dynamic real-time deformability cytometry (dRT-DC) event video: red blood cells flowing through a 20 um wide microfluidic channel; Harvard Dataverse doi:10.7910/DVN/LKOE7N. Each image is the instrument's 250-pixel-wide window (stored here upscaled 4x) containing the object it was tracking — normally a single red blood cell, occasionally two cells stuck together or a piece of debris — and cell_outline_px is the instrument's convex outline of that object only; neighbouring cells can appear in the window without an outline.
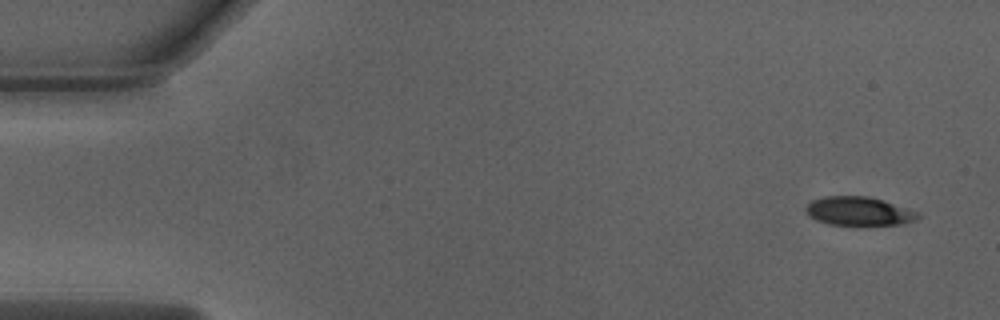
{"species": "Egyptian fruit bat (a non-hibernating species)", "species_latin": "Rousettus aegyptiacus", "temperature_condition": "warm", "stored_images_in_passage": 49, "camera_frame_rate_fps": 3000, "um_per_image_px": 0.085, "animal": {"sex": "male"}, "frame": {"image": 1, "passage_image": 1, "time_ms": 0.0, "image_size_px": [1000, 320], "cell_outline_px": [[920, 216], [916, 220], [904, 224], [828, 224], [816, 220], [808, 216], [804, 208], [812, 200], [824, 196], [868, 196], [884, 200], [920, 212]], "centroid_in_image_um": [73.01, 17.93], "position_along_channel_um": 12.0, "area_um2": 18.79}}
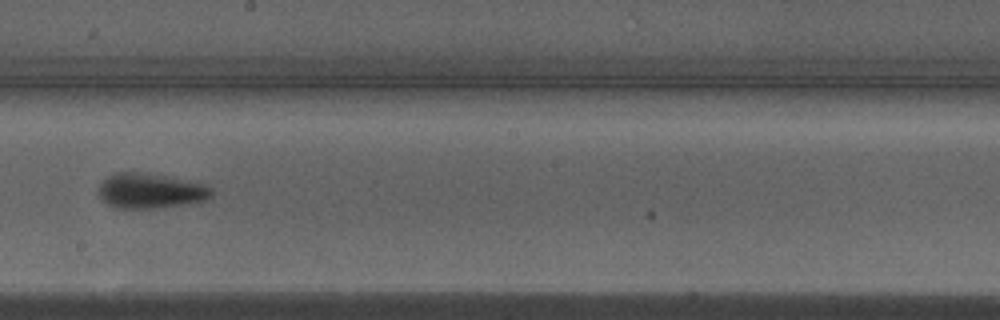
{"frame": {"image": 2, "passage_image": 27, "time_ms": 8.667, "image_size_px": [1000, 320], "cell_outline_px": [[212, 196], [204, 200], [184, 204], [156, 208], [116, 208], [108, 204], [96, 192], [96, 188], [108, 176], [116, 172], [136, 172], [168, 176], [200, 184], [208, 188], [212, 192]], "centroid_in_image_um": [12.7, 16.22], "position_along_channel_um": 235.5, "area_um2": 22.72}}
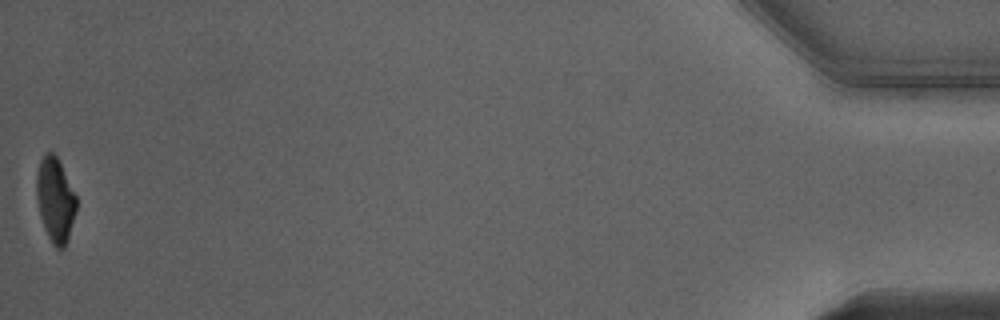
{"frame": {"image": 3, "passage_image": 49, "time_ms": 16.0, "image_size_px": [1000, 320], "cell_outline_px": [[76, 212], [68, 240], [64, 248], [56, 248], [52, 244], [44, 228], [40, 216], [36, 196], [36, 176], [40, 160], [48, 152], [52, 152], [56, 156], [76, 196]], "centroid_in_image_um": [4.69, 17.03], "position_along_channel_um": 430.5, "area_um2": 19.42}, "authors_computed_cell_mechanics": {"area_um2": 21.5594, "velocity_mm_per_s": 4.0445, "shape_relaxation_time_tau1_ms": 2.7082, "shape_relaxation_time_tau2_ms": 3.0862, "deformation_change_tau1": 0.1862, "deformation_change_tau2": 0.0944}}